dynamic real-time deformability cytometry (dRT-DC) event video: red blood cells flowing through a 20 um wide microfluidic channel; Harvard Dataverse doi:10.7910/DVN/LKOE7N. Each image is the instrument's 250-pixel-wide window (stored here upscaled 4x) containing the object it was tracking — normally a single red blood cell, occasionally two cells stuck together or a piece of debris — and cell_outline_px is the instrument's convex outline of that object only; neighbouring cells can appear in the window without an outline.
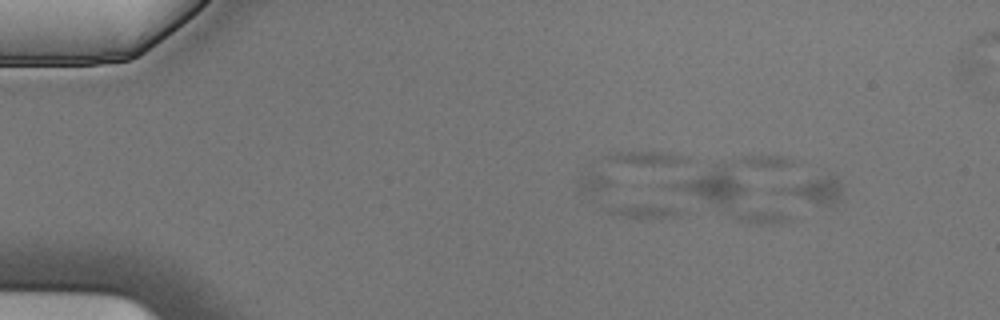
{"species": "Egyptian fruit bat (a non-hibernating species)", "species_latin": "Rousettus aegyptiacus", "temperature_condition": "cold", "stored_images_in_passage": 2, "camera_frame_rate_fps": 3000, "um_per_image_px": 0.085, "animal": {"sex": "male"}, "frame": {"image": 1, "passage_image": 2, "time_ms": 0.333, "image_size_px": [1000, 320], "cell_outline_px": [[844, 184], [840, 200], [832, 208], [776, 196], [768, 192], [772, 188], [828, 172], [832, 172]], "centroid_in_image_um": [69.11, 16.17], "position_along_channel_um": 15.9, "area_um2": 11.56}}